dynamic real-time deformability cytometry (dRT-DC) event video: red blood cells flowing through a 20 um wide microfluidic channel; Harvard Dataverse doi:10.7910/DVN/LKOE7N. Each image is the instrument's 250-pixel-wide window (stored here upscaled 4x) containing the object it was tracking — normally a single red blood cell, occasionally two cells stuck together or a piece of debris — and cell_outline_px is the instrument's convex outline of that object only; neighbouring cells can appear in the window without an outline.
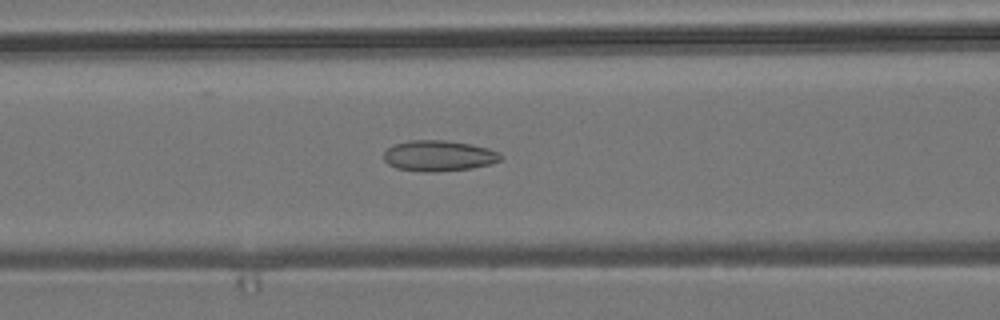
{"species": "common noctule bat (a hibernating species)", "species_latin": "Nyctalus noctula", "temperature_condition": "room temperature", "stored_images_in_passage": 53, "camera_frame_rate_fps": 3000, "um_per_image_px": 0.085, "animal": {"sex": "male", "body_mass_g": 19.2, "forearm_length_mm": 51.8}, "frame": {"image": 1, "passage_image": 22, "time_ms": 7.0, "image_size_px": [1000, 320], "cell_outline_px": [[504, 156], [500, 160], [492, 164], [472, 168], [436, 172], [424, 172], [396, 168], [388, 164], [384, 160], [384, 152], [388, 148], [396, 144], [408, 140], [448, 140], [472, 144], [488, 148], [500, 152]], "centroid_in_image_um": [37.33, 13.24], "position_along_channel_um": 129.3, "area_um2": 21.21}}
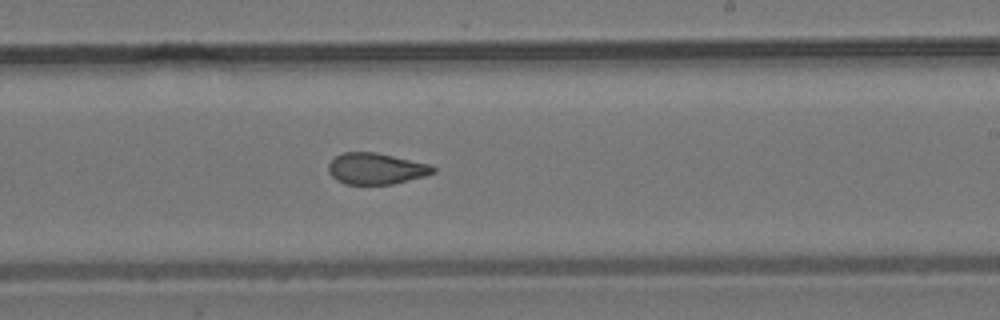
{"frame": {"image": 2, "passage_image": 32, "time_ms": 10.333, "image_size_px": [1000, 320], "cell_outline_px": [[436, 172], [424, 176], [392, 184], [344, 184], [336, 180], [328, 172], [328, 164], [336, 156], [344, 152], [376, 152], [428, 164], [436, 168]], "centroid_in_image_um": [31.94, 14.34], "position_along_channel_um": 257.1, "area_um2": 18.96}}
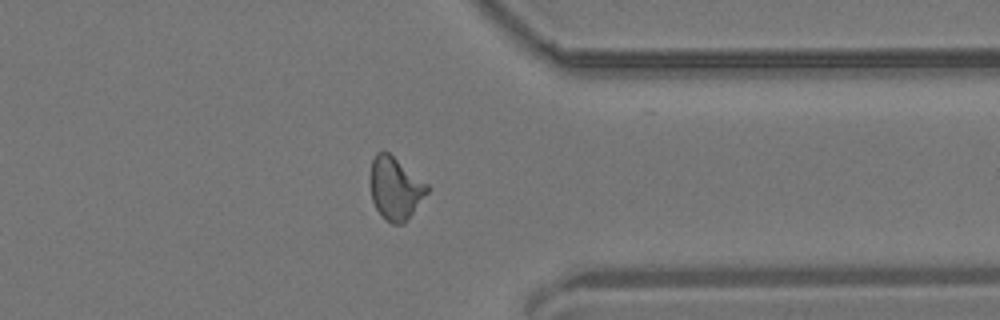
{"frame": {"image": 3, "passage_image": 42, "time_ms": 13.667, "image_size_px": [1000, 320], "cell_outline_px": [[428, 192], [404, 224], [392, 224], [376, 208], [372, 200], [368, 176], [372, 160], [376, 152], [388, 152], [428, 184]], "centroid_in_image_um": [33.57, 15.99], "position_along_channel_um": 377.8, "area_um2": 20.69}, "authors_computed_cell_mechanics": {"area_um2": 20.3456, "velocity_mm_per_s": 3.8335, "shape_relaxation_time_tau1_ms": null, "shape_relaxation_time_tau2_ms": 1.8289, "deformation_change_tau1": null, "deformation_change_tau2": 0.0884}}